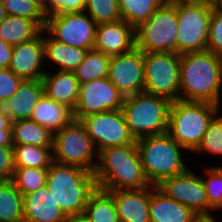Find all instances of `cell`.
I'll return each instance as SVG.
<instances>
[{"instance_id": "cell-1", "label": "cell", "mask_w": 222, "mask_h": 222, "mask_svg": "<svg viewBox=\"0 0 222 222\" xmlns=\"http://www.w3.org/2000/svg\"><path fill=\"white\" fill-rule=\"evenodd\" d=\"M222 57L211 51L180 54V100L222 104Z\"/></svg>"}, {"instance_id": "cell-2", "label": "cell", "mask_w": 222, "mask_h": 222, "mask_svg": "<svg viewBox=\"0 0 222 222\" xmlns=\"http://www.w3.org/2000/svg\"><path fill=\"white\" fill-rule=\"evenodd\" d=\"M95 175L102 190L143 189L150 186L137 144L103 149L99 153Z\"/></svg>"}, {"instance_id": "cell-3", "label": "cell", "mask_w": 222, "mask_h": 222, "mask_svg": "<svg viewBox=\"0 0 222 222\" xmlns=\"http://www.w3.org/2000/svg\"><path fill=\"white\" fill-rule=\"evenodd\" d=\"M46 185L66 216L83 214L86 203L99 189L95 173L55 161L48 168Z\"/></svg>"}, {"instance_id": "cell-4", "label": "cell", "mask_w": 222, "mask_h": 222, "mask_svg": "<svg viewBox=\"0 0 222 222\" xmlns=\"http://www.w3.org/2000/svg\"><path fill=\"white\" fill-rule=\"evenodd\" d=\"M221 106L207 102L172 101L167 134L188 152L193 153L203 140L212 119L222 111Z\"/></svg>"}, {"instance_id": "cell-5", "label": "cell", "mask_w": 222, "mask_h": 222, "mask_svg": "<svg viewBox=\"0 0 222 222\" xmlns=\"http://www.w3.org/2000/svg\"><path fill=\"white\" fill-rule=\"evenodd\" d=\"M143 171L150 185L185 172L189 167L184 161L187 150L167 133L143 137L136 141ZM184 151V152H183Z\"/></svg>"}, {"instance_id": "cell-6", "label": "cell", "mask_w": 222, "mask_h": 222, "mask_svg": "<svg viewBox=\"0 0 222 222\" xmlns=\"http://www.w3.org/2000/svg\"><path fill=\"white\" fill-rule=\"evenodd\" d=\"M171 101L145 92L125 97L122 112L135 141L167 133Z\"/></svg>"}, {"instance_id": "cell-7", "label": "cell", "mask_w": 222, "mask_h": 222, "mask_svg": "<svg viewBox=\"0 0 222 222\" xmlns=\"http://www.w3.org/2000/svg\"><path fill=\"white\" fill-rule=\"evenodd\" d=\"M212 0H178L176 53L206 51L212 14Z\"/></svg>"}, {"instance_id": "cell-8", "label": "cell", "mask_w": 222, "mask_h": 222, "mask_svg": "<svg viewBox=\"0 0 222 222\" xmlns=\"http://www.w3.org/2000/svg\"><path fill=\"white\" fill-rule=\"evenodd\" d=\"M52 153L53 161L79 166L91 173H95L99 162V152L85 126L75 119L53 133Z\"/></svg>"}, {"instance_id": "cell-9", "label": "cell", "mask_w": 222, "mask_h": 222, "mask_svg": "<svg viewBox=\"0 0 222 222\" xmlns=\"http://www.w3.org/2000/svg\"><path fill=\"white\" fill-rule=\"evenodd\" d=\"M177 31L176 2L163 4L135 29L136 47L143 53H176Z\"/></svg>"}, {"instance_id": "cell-10", "label": "cell", "mask_w": 222, "mask_h": 222, "mask_svg": "<svg viewBox=\"0 0 222 222\" xmlns=\"http://www.w3.org/2000/svg\"><path fill=\"white\" fill-rule=\"evenodd\" d=\"M144 92L168 98L180 99V54L175 52L144 53Z\"/></svg>"}, {"instance_id": "cell-11", "label": "cell", "mask_w": 222, "mask_h": 222, "mask_svg": "<svg viewBox=\"0 0 222 222\" xmlns=\"http://www.w3.org/2000/svg\"><path fill=\"white\" fill-rule=\"evenodd\" d=\"M97 25L85 11L55 13L47 17L44 30L58 42L92 50L95 45Z\"/></svg>"}, {"instance_id": "cell-12", "label": "cell", "mask_w": 222, "mask_h": 222, "mask_svg": "<svg viewBox=\"0 0 222 222\" xmlns=\"http://www.w3.org/2000/svg\"><path fill=\"white\" fill-rule=\"evenodd\" d=\"M80 121L99 153L108 147L136 144L121 109L91 114Z\"/></svg>"}, {"instance_id": "cell-13", "label": "cell", "mask_w": 222, "mask_h": 222, "mask_svg": "<svg viewBox=\"0 0 222 222\" xmlns=\"http://www.w3.org/2000/svg\"><path fill=\"white\" fill-rule=\"evenodd\" d=\"M124 99L125 97L108 77L82 83L79 86L73 117L75 120H80L91 114L119 110L122 108Z\"/></svg>"}, {"instance_id": "cell-14", "label": "cell", "mask_w": 222, "mask_h": 222, "mask_svg": "<svg viewBox=\"0 0 222 222\" xmlns=\"http://www.w3.org/2000/svg\"><path fill=\"white\" fill-rule=\"evenodd\" d=\"M156 187L166 196L186 205L198 215L209 214V202L202 177L192 168L162 180Z\"/></svg>"}, {"instance_id": "cell-15", "label": "cell", "mask_w": 222, "mask_h": 222, "mask_svg": "<svg viewBox=\"0 0 222 222\" xmlns=\"http://www.w3.org/2000/svg\"><path fill=\"white\" fill-rule=\"evenodd\" d=\"M107 77L124 97L144 92V53L134 47L129 52L112 56Z\"/></svg>"}, {"instance_id": "cell-16", "label": "cell", "mask_w": 222, "mask_h": 222, "mask_svg": "<svg viewBox=\"0 0 222 222\" xmlns=\"http://www.w3.org/2000/svg\"><path fill=\"white\" fill-rule=\"evenodd\" d=\"M43 29L32 40L13 46L9 69L24 80H42L46 73Z\"/></svg>"}, {"instance_id": "cell-17", "label": "cell", "mask_w": 222, "mask_h": 222, "mask_svg": "<svg viewBox=\"0 0 222 222\" xmlns=\"http://www.w3.org/2000/svg\"><path fill=\"white\" fill-rule=\"evenodd\" d=\"M136 47L135 29L126 21L99 23L94 49L110 57Z\"/></svg>"}, {"instance_id": "cell-18", "label": "cell", "mask_w": 222, "mask_h": 222, "mask_svg": "<svg viewBox=\"0 0 222 222\" xmlns=\"http://www.w3.org/2000/svg\"><path fill=\"white\" fill-rule=\"evenodd\" d=\"M43 95L42 80H24L10 99L0 100V113L12 122L30 119L33 108Z\"/></svg>"}, {"instance_id": "cell-19", "label": "cell", "mask_w": 222, "mask_h": 222, "mask_svg": "<svg viewBox=\"0 0 222 222\" xmlns=\"http://www.w3.org/2000/svg\"><path fill=\"white\" fill-rule=\"evenodd\" d=\"M105 191L114 199L119 222H150V186L143 189Z\"/></svg>"}, {"instance_id": "cell-20", "label": "cell", "mask_w": 222, "mask_h": 222, "mask_svg": "<svg viewBox=\"0 0 222 222\" xmlns=\"http://www.w3.org/2000/svg\"><path fill=\"white\" fill-rule=\"evenodd\" d=\"M24 222H64L67 217L47 185L23 196Z\"/></svg>"}, {"instance_id": "cell-21", "label": "cell", "mask_w": 222, "mask_h": 222, "mask_svg": "<svg viewBox=\"0 0 222 222\" xmlns=\"http://www.w3.org/2000/svg\"><path fill=\"white\" fill-rule=\"evenodd\" d=\"M42 82L44 85V94L48 98L66 105L72 111L75 109L80 83L74 71H47L42 77Z\"/></svg>"}, {"instance_id": "cell-22", "label": "cell", "mask_w": 222, "mask_h": 222, "mask_svg": "<svg viewBox=\"0 0 222 222\" xmlns=\"http://www.w3.org/2000/svg\"><path fill=\"white\" fill-rule=\"evenodd\" d=\"M149 215L150 222H193L198 214L150 185Z\"/></svg>"}, {"instance_id": "cell-23", "label": "cell", "mask_w": 222, "mask_h": 222, "mask_svg": "<svg viewBox=\"0 0 222 222\" xmlns=\"http://www.w3.org/2000/svg\"><path fill=\"white\" fill-rule=\"evenodd\" d=\"M46 33V35H45ZM45 36V37H44ZM45 63L55 70L74 71L84 60L88 50L58 42L43 29ZM49 61V62H48Z\"/></svg>"}, {"instance_id": "cell-24", "label": "cell", "mask_w": 222, "mask_h": 222, "mask_svg": "<svg viewBox=\"0 0 222 222\" xmlns=\"http://www.w3.org/2000/svg\"><path fill=\"white\" fill-rule=\"evenodd\" d=\"M33 109L30 119L48 128L52 133L61 130L74 119L70 108L55 102L45 94Z\"/></svg>"}, {"instance_id": "cell-25", "label": "cell", "mask_w": 222, "mask_h": 222, "mask_svg": "<svg viewBox=\"0 0 222 222\" xmlns=\"http://www.w3.org/2000/svg\"><path fill=\"white\" fill-rule=\"evenodd\" d=\"M11 135L13 145L53 147V133L31 119L12 122Z\"/></svg>"}, {"instance_id": "cell-26", "label": "cell", "mask_w": 222, "mask_h": 222, "mask_svg": "<svg viewBox=\"0 0 222 222\" xmlns=\"http://www.w3.org/2000/svg\"><path fill=\"white\" fill-rule=\"evenodd\" d=\"M40 32L32 20L24 17L7 15L0 22V39L11 46L30 41Z\"/></svg>"}, {"instance_id": "cell-27", "label": "cell", "mask_w": 222, "mask_h": 222, "mask_svg": "<svg viewBox=\"0 0 222 222\" xmlns=\"http://www.w3.org/2000/svg\"><path fill=\"white\" fill-rule=\"evenodd\" d=\"M0 222H24L23 195L11 180H0Z\"/></svg>"}, {"instance_id": "cell-28", "label": "cell", "mask_w": 222, "mask_h": 222, "mask_svg": "<svg viewBox=\"0 0 222 222\" xmlns=\"http://www.w3.org/2000/svg\"><path fill=\"white\" fill-rule=\"evenodd\" d=\"M111 57L95 49L88 50L82 63L74 70L80 84L108 76Z\"/></svg>"}, {"instance_id": "cell-29", "label": "cell", "mask_w": 222, "mask_h": 222, "mask_svg": "<svg viewBox=\"0 0 222 222\" xmlns=\"http://www.w3.org/2000/svg\"><path fill=\"white\" fill-rule=\"evenodd\" d=\"M83 214L89 222H119L113 197L102 189L86 203Z\"/></svg>"}, {"instance_id": "cell-30", "label": "cell", "mask_w": 222, "mask_h": 222, "mask_svg": "<svg viewBox=\"0 0 222 222\" xmlns=\"http://www.w3.org/2000/svg\"><path fill=\"white\" fill-rule=\"evenodd\" d=\"M163 4L161 0H119L121 20L136 29Z\"/></svg>"}, {"instance_id": "cell-31", "label": "cell", "mask_w": 222, "mask_h": 222, "mask_svg": "<svg viewBox=\"0 0 222 222\" xmlns=\"http://www.w3.org/2000/svg\"><path fill=\"white\" fill-rule=\"evenodd\" d=\"M15 167L49 168L53 162L52 147L13 145Z\"/></svg>"}, {"instance_id": "cell-32", "label": "cell", "mask_w": 222, "mask_h": 222, "mask_svg": "<svg viewBox=\"0 0 222 222\" xmlns=\"http://www.w3.org/2000/svg\"><path fill=\"white\" fill-rule=\"evenodd\" d=\"M48 168L15 167L11 181L24 196L46 185Z\"/></svg>"}, {"instance_id": "cell-33", "label": "cell", "mask_w": 222, "mask_h": 222, "mask_svg": "<svg viewBox=\"0 0 222 222\" xmlns=\"http://www.w3.org/2000/svg\"><path fill=\"white\" fill-rule=\"evenodd\" d=\"M202 169L201 177L206 189V196L209 202V214L221 210L222 200V165H209Z\"/></svg>"}, {"instance_id": "cell-34", "label": "cell", "mask_w": 222, "mask_h": 222, "mask_svg": "<svg viewBox=\"0 0 222 222\" xmlns=\"http://www.w3.org/2000/svg\"><path fill=\"white\" fill-rule=\"evenodd\" d=\"M6 14L32 20L41 30L45 28L47 16L35 0H1Z\"/></svg>"}, {"instance_id": "cell-35", "label": "cell", "mask_w": 222, "mask_h": 222, "mask_svg": "<svg viewBox=\"0 0 222 222\" xmlns=\"http://www.w3.org/2000/svg\"><path fill=\"white\" fill-rule=\"evenodd\" d=\"M198 154L222 157V112L220 111L209 123L203 140L198 148L193 152Z\"/></svg>"}, {"instance_id": "cell-36", "label": "cell", "mask_w": 222, "mask_h": 222, "mask_svg": "<svg viewBox=\"0 0 222 222\" xmlns=\"http://www.w3.org/2000/svg\"><path fill=\"white\" fill-rule=\"evenodd\" d=\"M84 11L97 24L121 20L119 0H86Z\"/></svg>"}, {"instance_id": "cell-37", "label": "cell", "mask_w": 222, "mask_h": 222, "mask_svg": "<svg viewBox=\"0 0 222 222\" xmlns=\"http://www.w3.org/2000/svg\"><path fill=\"white\" fill-rule=\"evenodd\" d=\"M207 50L222 57V9L213 6Z\"/></svg>"}, {"instance_id": "cell-38", "label": "cell", "mask_w": 222, "mask_h": 222, "mask_svg": "<svg viewBox=\"0 0 222 222\" xmlns=\"http://www.w3.org/2000/svg\"><path fill=\"white\" fill-rule=\"evenodd\" d=\"M23 80L9 68L0 69V100L10 99Z\"/></svg>"}, {"instance_id": "cell-39", "label": "cell", "mask_w": 222, "mask_h": 222, "mask_svg": "<svg viewBox=\"0 0 222 222\" xmlns=\"http://www.w3.org/2000/svg\"><path fill=\"white\" fill-rule=\"evenodd\" d=\"M14 169L13 147H0V180H11Z\"/></svg>"}, {"instance_id": "cell-40", "label": "cell", "mask_w": 222, "mask_h": 222, "mask_svg": "<svg viewBox=\"0 0 222 222\" xmlns=\"http://www.w3.org/2000/svg\"><path fill=\"white\" fill-rule=\"evenodd\" d=\"M86 0H52V14L84 11Z\"/></svg>"}, {"instance_id": "cell-41", "label": "cell", "mask_w": 222, "mask_h": 222, "mask_svg": "<svg viewBox=\"0 0 222 222\" xmlns=\"http://www.w3.org/2000/svg\"><path fill=\"white\" fill-rule=\"evenodd\" d=\"M13 53V46L0 39V69L9 68Z\"/></svg>"}, {"instance_id": "cell-42", "label": "cell", "mask_w": 222, "mask_h": 222, "mask_svg": "<svg viewBox=\"0 0 222 222\" xmlns=\"http://www.w3.org/2000/svg\"><path fill=\"white\" fill-rule=\"evenodd\" d=\"M0 147H13L11 129L0 130Z\"/></svg>"}, {"instance_id": "cell-43", "label": "cell", "mask_w": 222, "mask_h": 222, "mask_svg": "<svg viewBox=\"0 0 222 222\" xmlns=\"http://www.w3.org/2000/svg\"><path fill=\"white\" fill-rule=\"evenodd\" d=\"M35 2L47 17L52 15V0H35Z\"/></svg>"}, {"instance_id": "cell-44", "label": "cell", "mask_w": 222, "mask_h": 222, "mask_svg": "<svg viewBox=\"0 0 222 222\" xmlns=\"http://www.w3.org/2000/svg\"><path fill=\"white\" fill-rule=\"evenodd\" d=\"M217 214H201L197 215L193 222H220L219 219L216 218ZM219 220V221H218Z\"/></svg>"}, {"instance_id": "cell-45", "label": "cell", "mask_w": 222, "mask_h": 222, "mask_svg": "<svg viewBox=\"0 0 222 222\" xmlns=\"http://www.w3.org/2000/svg\"><path fill=\"white\" fill-rule=\"evenodd\" d=\"M64 222H89L84 214L69 215L65 218Z\"/></svg>"}, {"instance_id": "cell-46", "label": "cell", "mask_w": 222, "mask_h": 222, "mask_svg": "<svg viewBox=\"0 0 222 222\" xmlns=\"http://www.w3.org/2000/svg\"><path fill=\"white\" fill-rule=\"evenodd\" d=\"M12 120L0 113V130L11 129Z\"/></svg>"}, {"instance_id": "cell-47", "label": "cell", "mask_w": 222, "mask_h": 222, "mask_svg": "<svg viewBox=\"0 0 222 222\" xmlns=\"http://www.w3.org/2000/svg\"><path fill=\"white\" fill-rule=\"evenodd\" d=\"M7 14L5 8L0 0V22L6 18Z\"/></svg>"}, {"instance_id": "cell-48", "label": "cell", "mask_w": 222, "mask_h": 222, "mask_svg": "<svg viewBox=\"0 0 222 222\" xmlns=\"http://www.w3.org/2000/svg\"><path fill=\"white\" fill-rule=\"evenodd\" d=\"M213 6L222 9V0H212Z\"/></svg>"}, {"instance_id": "cell-49", "label": "cell", "mask_w": 222, "mask_h": 222, "mask_svg": "<svg viewBox=\"0 0 222 222\" xmlns=\"http://www.w3.org/2000/svg\"><path fill=\"white\" fill-rule=\"evenodd\" d=\"M164 4L166 3H175L177 2L178 0H161Z\"/></svg>"}]
</instances>
